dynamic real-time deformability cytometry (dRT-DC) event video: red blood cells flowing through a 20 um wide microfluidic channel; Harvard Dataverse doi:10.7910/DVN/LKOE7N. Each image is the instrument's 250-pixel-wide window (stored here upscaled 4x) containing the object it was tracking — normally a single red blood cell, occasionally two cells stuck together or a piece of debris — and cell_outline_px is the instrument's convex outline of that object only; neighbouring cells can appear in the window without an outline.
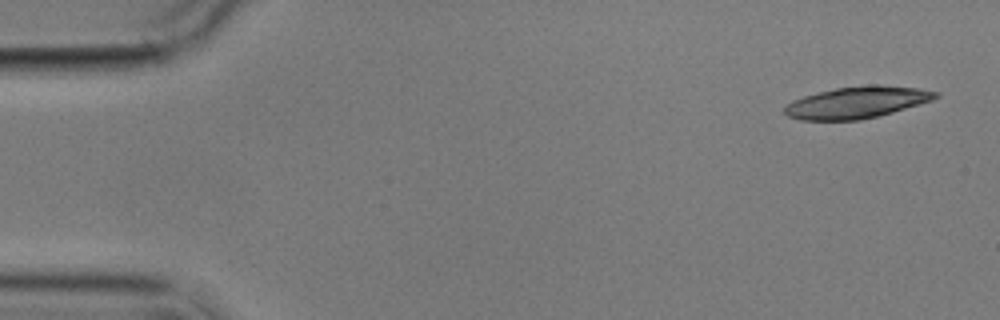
{"species": "common noctule bat (a hibernating species)", "species_latin": "Nyctalus noctula", "temperature_condition": "cold", "stored_images_in_passage": 5, "camera_frame_rate_fps": 3000, "um_per_image_px": 0.085, "animal": {"sex": "male", "body_mass_g": 17.9}, "frame": {"image": 1, "passage_image": 1, "time_ms": 0.0, "image_size_px": [1000, 320], "cell_outline_px": [[940, 96], [932, 100], [892, 112], [860, 120], [800, 120], [788, 116], [784, 112], [784, 108], [792, 100], [804, 96], [836, 88], [868, 84], [880, 84], [920, 88], [940, 92]], "centroid_in_image_um": [72.86, 8.69], "position_along_channel_um": 12.1, "area_um2": 27.86}}